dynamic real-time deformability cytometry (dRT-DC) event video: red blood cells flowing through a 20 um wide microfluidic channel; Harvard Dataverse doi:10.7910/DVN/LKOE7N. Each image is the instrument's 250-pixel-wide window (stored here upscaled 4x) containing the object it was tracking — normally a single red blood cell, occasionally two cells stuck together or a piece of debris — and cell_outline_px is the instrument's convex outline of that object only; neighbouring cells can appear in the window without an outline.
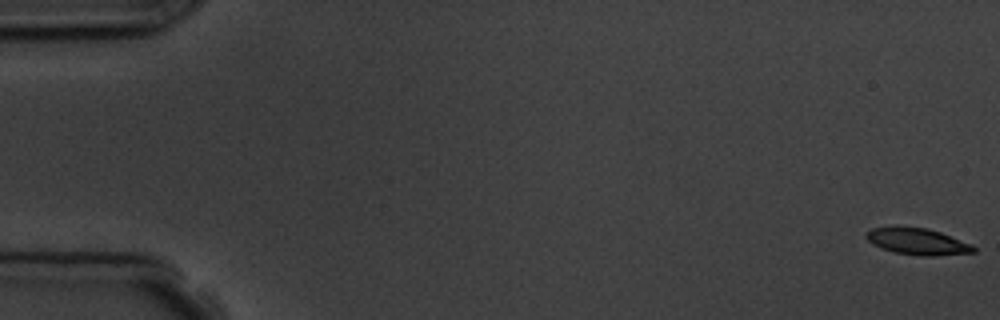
{"species": "common noctule bat (a hibernating species)", "species_latin": "Nyctalus noctula", "temperature_condition": "room temperature", "stored_images_in_passage": 7, "camera_frame_rate_fps": 3000, "um_per_image_px": 0.085, "animal": {"sex": "male", "body_mass_g": 19.5, "forearm_length_mm": 54.6}, "frame": {"image": 1, "passage_image": 1, "time_ms": 0.0, "image_size_px": [1000, 320], "cell_outline_px": [[976, 252], [936, 256], [924, 256], [896, 252], [880, 248], [872, 244], [864, 236], [872, 228], [896, 224], [928, 228], [940, 232], [972, 244], [976, 248]], "centroid_in_image_um": [77.96, 20.49], "position_along_channel_um": 7.0, "area_um2": 17.05}}
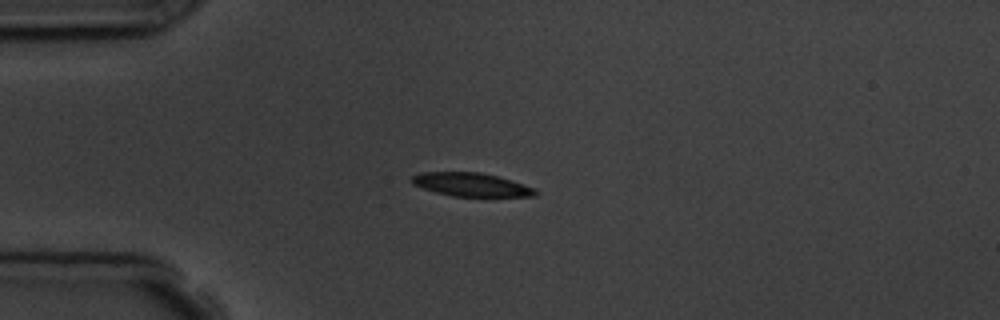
{"frame": {"image": 2, "passage_image": 5, "time_ms": 4.667, "image_size_px": [1000, 320], "cell_outline_px": [[536, 196], [452, 196], [436, 192], [412, 184], [408, 180], [412, 176], [420, 172], [480, 172], [496, 176], [532, 188], [536, 192]], "centroid_in_image_um": [39.93, 15.68], "position_along_channel_um": 45.1, "area_um2": 16.53}}